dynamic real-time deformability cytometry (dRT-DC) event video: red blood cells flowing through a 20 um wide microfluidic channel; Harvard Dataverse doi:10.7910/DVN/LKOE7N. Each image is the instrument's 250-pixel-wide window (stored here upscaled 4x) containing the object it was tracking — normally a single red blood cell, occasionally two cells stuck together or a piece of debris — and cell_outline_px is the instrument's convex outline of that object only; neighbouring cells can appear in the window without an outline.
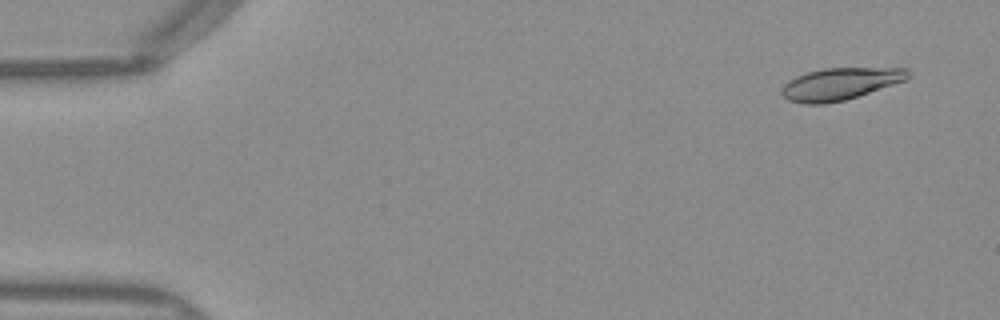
{"species": "Egyptian fruit bat (a non-hibernating species)", "species_latin": "Rousettus aegyptiacus", "temperature_condition": "warm", "stored_images_in_passage": 48, "camera_frame_rate_fps": 3000, "um_per_image_px": 0.085, "frame": {"image": 1, "passage_image": 1, "time_ms": 0.0, "image_size_px": [1000, 320], "cell_outline_px": [[912, 76], [908, 80], [844, 100], [824, 104], [804, 104], [788, 100], [780, 92], [784, 84], [788, 80], [796, 76], [808, 72], [824, 68], [908, 68]], "centroid_in_image_um": [71.44, 7.12], "position_along_channel_um": 13.6, "area_um2": 23.7}}
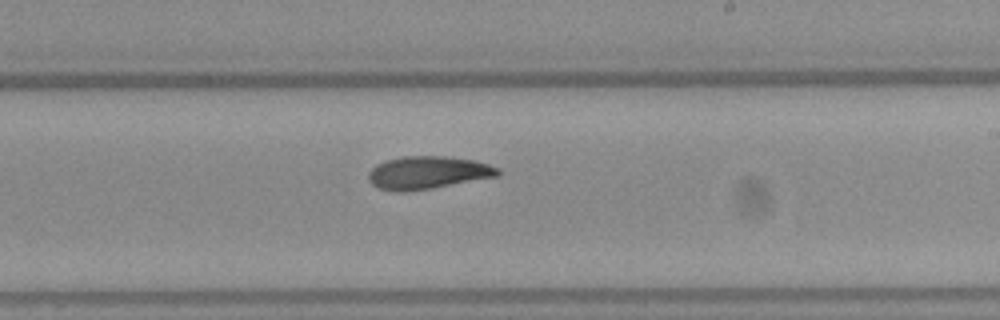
{"frame": {"image": 2, "passage_image": 28, "time_ms": 9.0, "image_size_px": [1000, 320], "cell_outline_px": [[500, 176], [432, 188], [408, 192], [400, 192], [376, 188], [368, 180], [368, 172], [376, 164], [384, 160], [404, 156], [444, 156], [476, 160], [500, 168]], "centroid_in_image_um": [36.35, 14.67], "position_along_channel_um": 252.6, "area_um2": 25.09}}
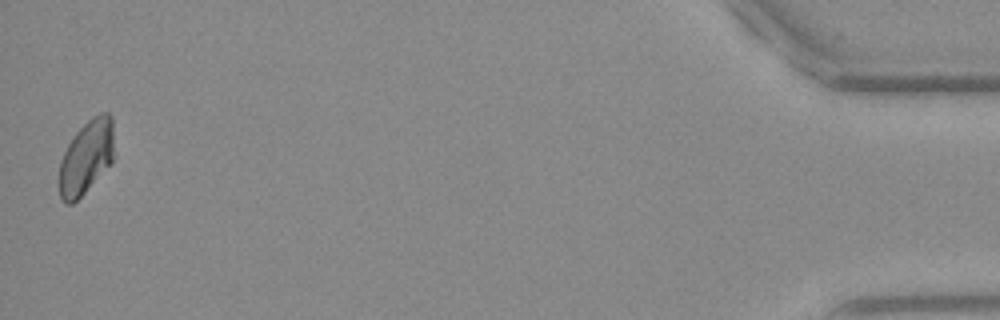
{"frame": {"image": 3, "passage_image": 48, "time_ms": 15.667, "image_size_px": [1000, 320], "cell_outline_px": [[112, 164], [72, 204], [64, 204], [60, 200], [60, 160], [68, 144], [76, 132], [92, 116], [100, 112], [108, 112], [112, 116]], "centroid_in_image_um": [7.32, 13.35], "position_along_channel_um": 427.9, "area_um2": 23.35}, "authors_computed_cell_mechanics": {"area_um2": 24.276, "velocity_mm_per_s": 3.9904, "shape_relaxation_time_tau1_ms": null, "shape_relaxation_time_tau2_ms": 7.029, "deformation_change_tau1": null, "deformation_change_tau2": 0.1289}}